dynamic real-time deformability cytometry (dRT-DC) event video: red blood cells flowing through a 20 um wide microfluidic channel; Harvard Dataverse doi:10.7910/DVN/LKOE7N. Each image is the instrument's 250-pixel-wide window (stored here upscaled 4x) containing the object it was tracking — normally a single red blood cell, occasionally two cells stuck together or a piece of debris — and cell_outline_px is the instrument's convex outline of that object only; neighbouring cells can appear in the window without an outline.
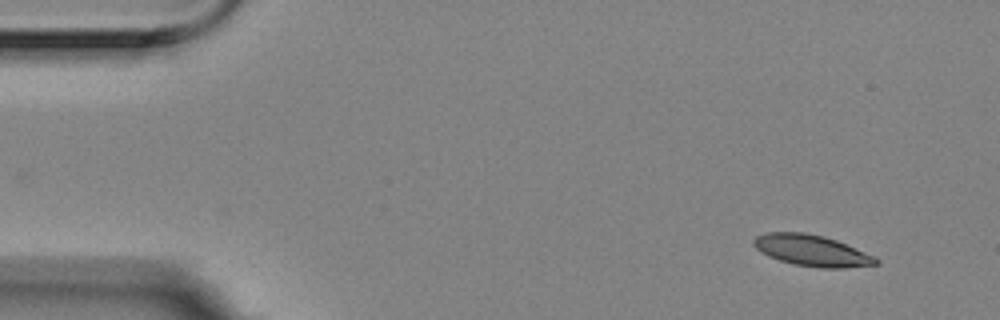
{"species": "Egyptian fruit bat (a non-hibernating species)", "species_latin": "Rousettus aegyptiacus", "temperature_condition": "room temperature", "stored_images_in_passage": 3, "camera_frame_rate_fps": 3000, "um_per_image_px": 0.085, "animal": {"sex": "female"}, "frame": {"image": 1, "passage_image": 1, "time_ms": 0.0, "image_size_px": [1000, 320], "cell_outline_px": [[880, 264], [844, 268], [820, 268], [792, 264], [768, 256], [760, 252], [752, 244], [752, 240], [756, 236], [764, 232], [804, 232], [824, 236], [836, 240], [876, 256], [880, 260]], "centroid_in_image_um": [69.01, 21.29], "position_along_channel_um": 16.0, "area_um2": 22.54}}